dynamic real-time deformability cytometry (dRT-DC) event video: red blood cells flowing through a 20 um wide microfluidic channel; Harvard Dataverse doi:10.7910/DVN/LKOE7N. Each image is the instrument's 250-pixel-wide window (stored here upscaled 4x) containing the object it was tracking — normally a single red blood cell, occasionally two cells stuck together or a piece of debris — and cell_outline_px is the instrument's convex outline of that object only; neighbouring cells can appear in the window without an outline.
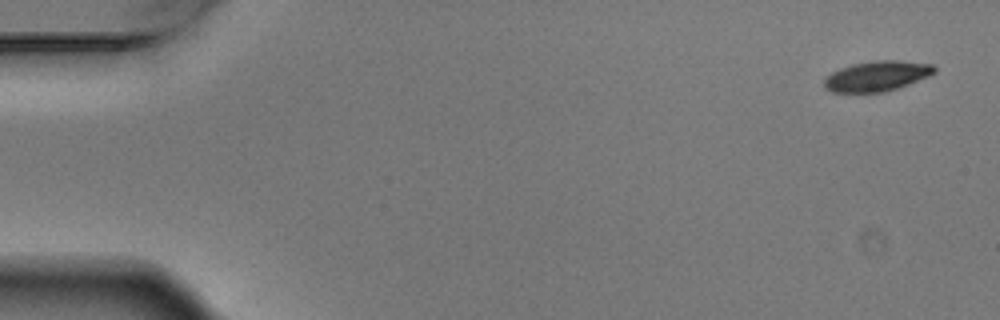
{"species": "Egyptian fruit bat (a non-hibernating species)", "species_latin": "Rousettus aegyptiacus", "temperature_condition": "warm", "stored_images_in_passage": 6, "camera_frame_rate_fps": 3000, "um_per_image_px": 0.085, "animal": {"sex": "male"}, "frame": {"image": 1, "passage_image": 1, "time_ms": 0.0, "image_size_px": [1000, 320], "cell_outline_px": [[936, 72], [928, 76], [908, 84], [884, 92], [832, 92], [824, 88], [824, 80], [832, 72], [840, 68], [852, 64], [876, 60], [896, 60], [932, 64], [936, 68]], "centroid_in_image_um": [74.53, 6.46], "position_along_channel_um": 10.5, "area_um2": 19.25}}
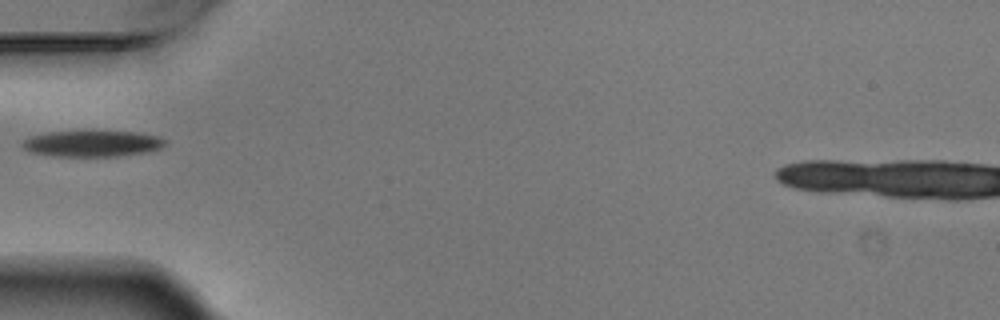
{"frame": {"image": 2, "passage_image": 5, "time_ms": 1.333, "image_size_px": [1000, 320], "cell_outline_px": [[164, 144], [160, 148], [148, 152], [116, 156], [56, 156], [32, 152], [24, 148], [20, 144], [28, 136], [48, 132], [136, 132], [160, 136], [164, 140]], "centroid_in_image_um": [7.83, 12.21], "position_along_channel_um": 77.2, "area_um2": 21.44}}
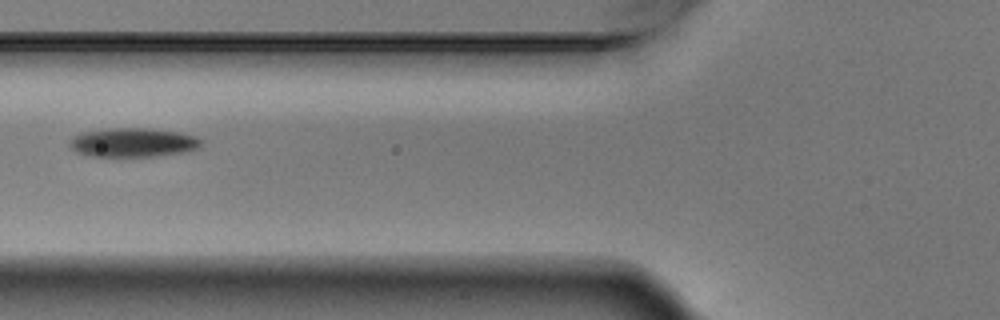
{"frame": {"image": 3, "passage_image": 6, "time_ms": 1.667, "image_size_px": [1000, 320], "cell_outline_px": [[204, 140], [196, 148], [180, 152], [148, 156], [92, 156], [76, 152], [68, 144], [76, 136], [84, 132], [108, 128], [148, 128], [180, 132], [196, 136]], "centroid_in_image_um": [11.31, 12.09], "position_along_channel_um": 114.5, "area_um2": 21.85}}